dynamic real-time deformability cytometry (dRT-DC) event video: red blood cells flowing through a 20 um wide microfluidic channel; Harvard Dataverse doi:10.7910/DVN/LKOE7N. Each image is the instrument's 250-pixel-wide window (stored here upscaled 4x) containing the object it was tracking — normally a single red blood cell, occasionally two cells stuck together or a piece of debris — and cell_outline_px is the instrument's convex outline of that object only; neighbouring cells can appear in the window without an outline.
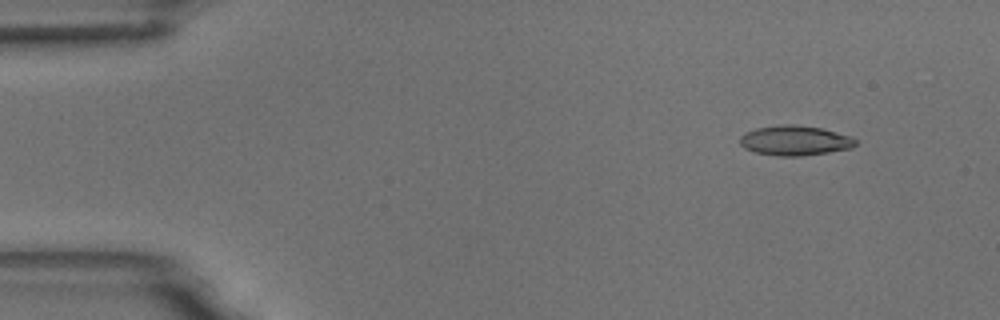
{"species": "common noctule bat (a hibernating species)", "species_latin": "Nyctalus noctula", "temperature_condition": "room temperature", "stored_images_in_passage": 4, "camera_frame_rate_fps": 3000, "um_per_image_px": 0.085, "animal": {"sex": "male", "body_mass_g": 18.8}, "frame": {"image": 1, "passage_image": 1, "time_ms": 0.0, "image_size_px": [1000, 320], "cell_outline_px": [[856, 144], [852, 148], [828, 152], [800, 156], [780, 156], [756, 152], [744, 148], [740, 144], [740, 136], [756, 128], [784, 124], [792, 124], [820, 128], [852, 136], [856, 140]], "centroid_in_image_um": [67.58, 11.94], "position_along_channel_um": 17.4, "area_um2": 19.94}}
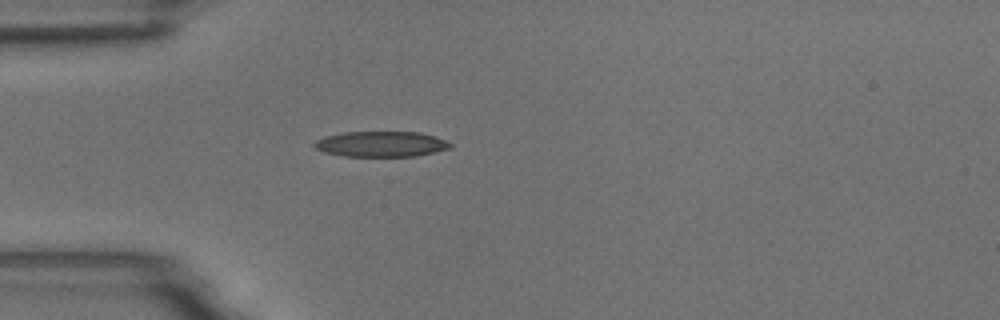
{"frame": {"image": 2, "passage_image": 4, "time_ms": 3.333, "image_size_px": [1000, 320], "cell_outline_px": [[452, 148], [416, 156], [344, 156], [324, 152], [316, 148], [312, 144], [316, 140], [324, 136], [344, 132], [420, 132], [436, 136], [452, 144]], "centroid_in_image_um": [32.4, 12.24], "position_along_channel_um": 52.6, "area_um2": 20.23}}